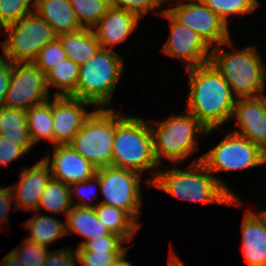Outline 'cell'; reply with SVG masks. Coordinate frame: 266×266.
<instances>
[{"instance_id":"6da1fadb","label":"cell","mask_w":266,"mask_h":266,"mask_svg":"<svg viewBox=\"0 0 266 266\" xmlns=\"http://www.w3.org/2000/svg\"><path fill=\"white\" fill-rule=\"evenodd\" d=\"M186 72L189 94L185 110L207 130L218 129L232 119L237 98L216 68L209 62Z\"/></svg>"},{"instance_id":"5b68a950","label":"cell","mask_w":266,"mask_h":266,"mask_svg":"<svg viewBox=\"0 0 266 266\" xmlns=\"http://www.w3.org/2000/svg\"><path fill=\"white\" fill-rule=\"evenodd\" d=\"M124 58L110 49L100 48L79 67L75 98L98 108H109L113 92L124 72Z\"/></svg>"},{"instance_id":"4dcf8cb0","label":"cell","mask_w":266,"mask_h":266,"mask_svg":"<svg viewBox=\"0 0 266 266\" xmlns=\"http://www.w3.org/2000/svg\"><path fill=\"white\" fill-rule=\"evenodd\" d=\"M30 5L34 0H0V21L5 26L19 21L34 11Z\"/></svg>"},{"instance_id":"f546056e","label":"cell","mask_w":266,"mask_h":266,"mask_svg":"<svg viewBox=\"0 0 266 266\" xmlns=\"http://www.w3.org/2000/svg\"><path fill=\"white\" fill-rule=\"evenodd\" d=\"M213 13L228 26L231 15L250 14L259 6L258 0H201Z\"/></svg>"},{"instance_id":"ab89813d","label":"cell","mask_w":266,"mask_h":266,"mask_svg":"<svg viewBox=\"0 0 266 266\" xmlns=\"http://www.w3.org/2000/svg\"><path fill=\"white\" fill-rule=\"evenodd\" d=\"M13 63L1 55L0 56V105H2L11 81Z\"/></svg>"},{"instance_id":"d6a6232c","label":"cell","mask_w":266,"mask_h":266,"mask_svg":"<svg viewBox=\"0 0 266 266\" xmlns=\"http://www.w3.org/2000/svg\"><path fill=\"white\" fill-rule=\"evenodd\" d=\"M12 251L19 257L25 266H42L50 250L48 247L24 239L22 244L13 248Z\"/></svg>"},{"instance_id":"44dd1931","label":"cell","mask_w":266,"mask_h":266,"mask_svg":"<svg viewBox=\"0 0 266 266\" xmlns=\"http://www.w3.org/2000/svg\"><path fill=\"white\" fill-rule=\"evenodd\" d=\"M66 235L78 233L85 240L79 242L77 247L84 243L98 239L102 236H119L112 233L97 217L95 208L73 206L66 215Z\"/></svg>"},{"instance_id":"5bb4252c","label":"cell","mask_w":266,"mask_h":266,"mask_svg":"<svg viewBox=\"0 0 266 266\" xmlns=\"http://www.w3.org/2000/svg\"><path fill=\"white\" fill-rule=\"evenodd\" d=\"M54 146L70 144L92 112L85 106L92 103L72 96L52 95Z\"/></svg>"},{"instance_id":"d590c367","label":"cell","mask_w":266,"mask_h":266,"mask_svg":"<svg viewBox=\"0 0 266 266\" xmlns=\"http://www.w3.org/2000/svg\"><path fill=\"white\" fill-rule=\"evenodd\" d=\"M95 181H96V176H94L91 179H88V180H85V181H81V182H77V183H73V184L69 185L70 196H71V200H72L73 205L80 206V207H87V208H96L98 203L91 204L92 199H94L92 197L93 196L92 194H93V192H96V191H93V189L90 188L92 185H94ZM86 190H89V192H90V193H88L89 195L86 194L88 192ZM75 195L80 200V202H81L80 204L79 203H77V204L75 203V201H74V196ZM86 195H88V196H86ZM88 197H89V199H88Z\"/></svg>"},{"instance_id":"277c9868","label":"cell","mask_w":266,"mask_h":266,"mask_svg":"<svg viewBox=\"0 0 266 266\" xmlns=\"http://www.w3.org/2000/svg\"><path fill=\"white\" fill-rule=\"evenodd\" d=\"M112 166L132 170L141 175L148 169L156 168L149 180H146L148 186H151L161 166L154 155L153 134L149 122L127 115L116 126Z\"/></svg>"},{"instance_id":"60d3db41","label":"cell","mask_w":266,"mask_h":266,"mask_svg":"<svg viewBox=\"0 0 266 266\" xmlns=\"http://www.w3.org/2000/svg\"><path fill=\"white\" fill-rule=\"evenodd\" d=\"M14 200L13 191L10 186L0 188V228L3 227V224L8 223V215L10 208Z\"/></svg>"},{"instance_id":"4316f807","label":"cell","mask_w":266,"mask_h":266,"mask_svg":"<svg viewBox=\"0 0 266 266\" xmlns=\"http://www.w3.org/2000/svg\"><path fill=\"white\" fill-rule=\"evenodd\" d=\"M46 85L58 90L53 96L75 97V89L79 78V66L70 58L62 60L59 64L51 68L46 74Z\"/></svg>"},{"instance_id":"30bf717a","label":"cell","mask_w":266,"mask_h":266,"mask_svg":"<svg viewBox=\"0 0 266 266\" xmlns=\"http://www.w3.org/2000/svg\"><path fill=\"white\" fill-rule=\"evenodd\" d=\"M141 174L132 170L107 166L97 169L96 183L104 196L100 203L125 210L138 222L141 208Z\"/></svg>"},{"instance_id":"d6986e66","label":"cell","mask_w":266,"mask_h":266,"mask_svg":"<svg viewBox=\"0 0 266 266\" xmlns=\"http://www.w3.org/2000/svg\"><path fill=\"white\" fill-rule=\"evenodd\" d=\"M242 251L248 266H266V219L259 211L246 210L242 222Z\"/></svg>"},{"instance_id":"8fae6325","label":"cell","mask_w":266,"mask_h":266,"mask_svg":"<svg viewBox=\"0 0 266 266\" xmlns=\"http://www.w3.org/2000/svg\"><path fill=\"white\" fill-rule=\"evenodd\" d=\"M46 77L34 63H13L10 85L2 106L28 110L50 99Z\"/></svg>"},{"instance_id":"7bdbcfd3","label":"cell","mask_w":266,"mask_h":266,"mask_svg":"<svg viewBox=\"0 0 266 266\" xmlns=\"http://www.w3.org/2000/svg\"><path fill=\"white\" fill-rule=\"evenodd\" d=\"M127 251L128 248L118 256V258L113 262L111 266H133L125 257Z\"/></svg>"},{"instance_id":"9a60e30c","label":"cell","mask_w":266,"mask_h":266,"mask_svg":"<svg viewBox=\"0 0 266 266\" xmlns=\"http://www.w3.org/2000/svg\"><path fill=\"white\" fill-rule=\"evenodd\" d=\"M51 155L53 156L50 157ZM51 155L49 154L42 160L48 164L52 178L55 180L70 185L96 176L97 168L70 144L54 146Z\"/></svg>"},{"instance_id":"1f68e13d","label":"cell","mask_w":266,"mask_h":266,"mask_svg":"<svg viewBox=\"0 0 266 266\" xmlns=\"http://www.w3.org/2000/svg\"><path fill=\"white\" fill-rule=\"evenodd\" d=\"M67 55L58 38L46 44L38 53L36 60L33 62L38 68L46 74L51 68L66 59Z\"/></svg>"},{"instance_id":"ac0fdd59","label":"cell","mask_w":266,"mask_h":266,"mask_svg":"<svg viewBox=\"0 0 266 266\" xmlns=\"http://www.w3.org/2000/svg\"><path fill=\"white\" fill-rule=\"evenodd\" d=\"M140 20L131 12L111 6L93 27V31L102 49L114 51V46L125 41L134 30L136 31Z\"/></svg>"},{"instance_id":"e0dca14e","label":"cell","mask_w":266,"mask_h":266,"mask_svg":"<svg viewBox=\"0 0 266 266\" xmlns=\"http://www.w3.org/2000/svg\"><path fill=\"white\" fill-rule=\"evenodd\" d=\"M52 178L48 164L41 159L31 168H24L19 174L18 183L10 186L15 201V209L36 211L41 195Z\"/></svg>"},{"instance_id":"f1b7e54d","label":"cell","mask_w":266,"mask_h":266,"mask_svg":"<svg viewBox=\"0 0 266 266\" xmlns=\"http://www.w3.org/2000/svg\"><path fill=\"white\" fill-rule=\"evenodd\" d=\"M70 5L83 28L93 29L111 7L110 0H69Z\"/></svg>"},{"instance_id":"7a4b0ae2","label":"cell","mask_w":266,"mask_h":266,"mask_svg":"<svg viewBox=\"0 0 266 266\" xmlns=\"http://www.w3.org/2000/svg\"><path fill=\"white\" fill-rule=\"evenodd\" d=\"M150 187L160 189L184 201L241 205V200L233 191L221 179L214 177L201 162H192L187 166V170L177 167L163 171L159 169Z\"/></svg>"},{"instance_id":"f6af8a7d","label":"cell","mask_w":266,"mask_h":266,"mask_svg":"<svg viewBox=\"0 0 266 266\" xmlns=\"http://www.w3.org/2000/svg\"><path fill=\"white\" fill-rule=\"evenodd\" d=\"M171 2V3H174V0H160V2H161V4H164L165 2L166 3H168V2ZM173 1V2H172ZM185 1V0H184ZM187 2L189 1V0H186Z\"/></svg>"},{"instance_id":"7dc6e473","label":"cell","mask_w":266,"mask_h":266,"mask_svg":"<svg viewBox=\"0 0 266 266\" xmlns=\"http://www.w3.org/2000/svg\"><path fill=\"white\" fill-rule=\"evenodd\" d=\"M266 164V154L263 155L262 165Z\"/></svg>"},{"instance_id":"4fadbf2b","label":"cell","mask_w":266,"mask_h":266,"mask_svg":"<svg viewBox=\"0 0 266 266\" xmlns=\"http://www.w3.org/2000/svg\"><path fill=\"white\" fill-rule=\"evenodd\" d=\"M159 14L169 22V38L162 47L163 53L181 59L185 69L209 63L212 48L192 29L178 22L166 9Z\"/></svg>"},{"instance_id":"ee69618b","label":"cell","mask_w":266,"mask_h":266,"mask_svg":"<svg viewBox=\"0 0 266 266\" xmlns=\"http://www.w3.org/2000/svg\"><path fill=\"white\" fill-rule=\"evenodd\" d=\"M168 266H185L184 263L179 259L174 250L170 251Z\"/></svg>"},{"instance_id":"484cf974","label":"cell","mask_w":266,"mask_h":266,"mask_svg":"<svg viewBox=\"0 0 266 266\" xmlns=\"http://www.w3.org/2000/svg\"><path fill=\"white\" fill-rule=\"evenodd\" d=\"M98 219L114 234L126 242L133 238L141 227L125 210L99 203L95 208Z\"/></svg>"},{"instance_id":"cb8c5ba5","label":"cell","mask_w":266,"mask_h":266,"mask_svg":"<svg viewBox=\"0 0 266 266\" xmlns=\"http://www.w3.org/2000/svg\"><path fill=\"white\" fill-rule=\"evenodd\" d=\"M52 98L25 111L28 132L33 145L46 140L54 145Z\"/></svg>"},{"instance_id":"836d02e7","label":"cell","mask_w":266,"mask_h":266,"mask_svg":"<svg viewBox=\"0 0 266 266\" xmlns=\"http://www.w3.org/2000/svg\"><path fill=\"white\" fill-rule=\"evenodd\" d=\"M124 250H76L81 266H111Z\"/></svg>"},{"instance_id":"681fc988","label":"cell","mask_w":266,"mask_h":266,"mask_svg":"<svg viewBox=\"0 0 266 266\" xmlns=\"http://www.w3.org/2000/svg\"><path fill=\"white\" fill-rule=\"evenodd\" d=\"M263 152L264 154H266V146L263 148Z\"/></svg>"},{"instance_id":"8992f818","label":"cell","mask_w":266,"mask_h":266,"mask_svg":"<svg viewBox=\"0 0 266 266\" xmlns=\"http://www.w3.org/2000/svg\"><path fill=\"white\" fill-rule=\"evenodd\" d=\"M150 124L153 134L154 155L161 164L162 158L174 163H181L198 148L197 135L209 134L214 129L207 130L198 119L183 111L181 115H172L166 120Z\"/></svg>"},{"instance_id":"83f0119b","label":"cell","mask_w":266,"mask_h":266,"mask_svg":"<svg viewBox=\"0 0 266 266\" xmlns=\"http://www.w3.org/2000/svg\"><path fill=\"white\" fill-rule=\"evenodd\" d=\"M72 207L69 185L51 178L41 195L36 212L40 213L42 209L51 213H64L66 217Z\"/></svg>"},{"instance_id":"b9f144b4","label":"cell","mask_w":266,"mask_h":266,"mask_svg":"<svg viewBox=\"0 0 266 266\" xmlns=\"http://www.w3.org/2000/svg\"><path fill=\"white\" fill-rule=\"evenodd\" d=\"M0 264L1 266H25L12 250L4 256Z\"/></svg>"},{"instance_id":"ffe728a7","label":"cell","mask_w":266,"mask_h":266,"mask_svg":"<svg viewBox=\"0 0 266 266\" xmlns=\"http://www.w3.org/2000/svg\"><path fill=\"white\" fill-rule=\"evenodd\" d=\"M34 12L44 19L59 35L75 32L83 27L69 3V0H34Z\"/></svg>"},{"instance_id":"2e32d148","label":"cell","mask_w":266,"mask_h":266,"mask_svg":"<svg viewBox=\"0 0 266 266\" xmlns=\"http://www.w3.org/2000/svg\"><path fill=\"white\" fill-rule=\"evenodd\" d=\"M240 130L233 132L249 139L262 149L266 146V94L254 98L236 100L232 119Z\"/></svg>"},{"instance_id":"52a82bcc","label":"cell","mask_w":266,"mask_h":266,"mask_svg":"<svg viewBox=\"0 0 266 266\" xmlns=\"http://www.w3.org/2000/svg\"><path fill=\"white\" fill-rule=\"evenodd\" d=\"M125 117L110 107L92 111L70 145L97 169L112 166L116 126Z\"/></svg>"},{"instance_id":"f35d334b","label":"cell","mask_w":266,"mask_h":266,"mask_svg":"<svg viewBox=\"0 0 266 266\" xmlns=\"http://www.w3.org/2000/svg\"><path fill=\"white\" fill-rule=\"evenodd\" d=\"M23 154L27 152L20 146L4 137L0 136V166L7 167L11 162L17 161Z\"/></svg>"},{"instance_id":"c3c4849f","label":"cell","mask_w":266,"mask_h":266,"mask_svg":"<svg viewBox=\"0 0 266 266\" xmlns=\"http://www.w3.org/2000/svg\"><path fill=\"white\" fill-rule=\"evenodd\" d=\"M261 213H262V215L265 217V219H266V210H262V211H260Z\"/></svg>"},{"instance_id":"9c48e42d","label":"cell","mask_w":266,"mask_h":266,"mask_svg":"<svg viewBox=\"0 0 266 266\" xmlns=\"http://www.w3.org/2000/svg\"><path fill=\"white\" fill-rule=\"evenodd\" d=\"M263 149L249 139L230 132L212 149L193 163L201 162L214 177L220 171H237L262 165Z\"/></svg>"},{"instance_id":"3957f363","label":"cell","mask_w":266,"mask_h":266,"mask_svg":"<svg viewBox=\"0 0 266 266\" xmlns=\"http://www.w3.org/2000/svg\"><path fill=\"white\" fill-rule=\"evenodd\" d=\"M233 47V41L215 46L210 63L228 83L233 95L239 98L263 96L266 83V64L255 45L237 51H222V46Z\"/></svg>"},{"instance_id":"603a6c76","label":"cell","mask_w":266,"mask_h":266,"mask_svg":"<svg viewBox=\"0 0 266 266\" xmlns=\"http://www.w3.org/2000/svg\"><path fill=\"white\" fill-rule=\"evenodd\" d=\"M0 136L14 141L28 153L33 143L28 132L24 110L0 105Z\"/></svg>"},{"instance_id":"bcb514c9","label":"cell","mask_w":266,"mask_h":266,"mask_svg":"<svg viewBox=\"0 0 266 266\" xmlns=\"http://www.w3.org/2000/svg\"><path fill=\"white\" fill-rule=\"evenodd\" d=\"M5 27L6 26L0 21V33L2 32V30L4 31Z\"/></svg>"},{"instance_id":"7c38bea8","label":"cell","mask_w":266,"mask_h":266,"mask_svg":"<svg viewBox=\"0 0 266 266\" xmlns=\"http://www.w3.org/2000/svg\"><path fill=\"white\" fill-rule=\"evenodd\" d=\"M166 10L178 22L197 32L211 48L231 40L227 24L201 0L180 1Z\"/></svg>"},{"instance_id":"8d00e7d4","label":"cell","mask_w":266,"mask_h":266,"mask_svg":"<svg viewBox=\"0 0 266 266\" xmlns=\"http://www.w3.org/2000/svg\"><path fill=\"white\" fill-rule=\"evenodd\" d=\"M126 242L121 236H102L84 243L81 247L75 250H126L131 246H122Z\"/></svg>"},{"instance_id":"7402d4cb","label":"cell","mask_w":266,"mask_h":266,"mask_svg":"<svg viewBox=\"0 0 266 266\" xmlns=\"http://www.w3.org/2000/svg\"><path fill=\"white\" fill-rule=\"evenodd\" d=\"M68 58L79 67L87 62L101 47L93 29L82 28L57 36Z\"/></svg>"},{"instance_id":"ba28073f","label":"cell","mask_w":266,"mask_h":266,"mask_svg":"<svg viewBox=\"0 0 266 266\" xmlns=\"http://www.w3.org/2000/svg\"><path fill=\"white\" fill-rule=\"evenodd\" d=\"M4 33L8 38L0 43L2 55L12 63H33L39 51L58 36L34 11L7 25Z\"/></svg>"},{"instance_id":"e575fe53","label":"cell","mask_w":266,"mask_h":266,"mask_svg":"<svg viewBox=\"0 0 266 266\" xmlns=\"http://www.w3.org/2000/svg\"><path fill=\"white\" fill-rule=\"evenodd\" d=\"M110 3L112 7L124 9L140 19L148 12L162 7L160 0H110Z\"/></svg>"},{"instance_id":"74e56055","label":"cell","mask_w":266,"mask_h":266,"mask_svg":"<svg viewBox=\"0 0 266 266\" xmlns=\"http://www.w3.org/2000/svg\"><path fill=\"white\" fill-rule=\"evenodd\" d=\"M76 250L65 247L49 252L42 266H78Z\"/></svg>"},{"instance_id":"d4e9b609","label":"cell","mask_w":266,"mask_h":266,"mask_svg":"<svg viewBox=\"0 0 266 266\" xmlns=\"http://www.w3.org/2000/svg\"><path fill=\"white\" fill-rule=\"evenodd\" d=\"M25 227L30 229V236L26 240L46 246L56 241L58 238L66 235V224L54 217L42 215L37 212L36 215L28 219Z\"/></svg>"}]
</instances>
